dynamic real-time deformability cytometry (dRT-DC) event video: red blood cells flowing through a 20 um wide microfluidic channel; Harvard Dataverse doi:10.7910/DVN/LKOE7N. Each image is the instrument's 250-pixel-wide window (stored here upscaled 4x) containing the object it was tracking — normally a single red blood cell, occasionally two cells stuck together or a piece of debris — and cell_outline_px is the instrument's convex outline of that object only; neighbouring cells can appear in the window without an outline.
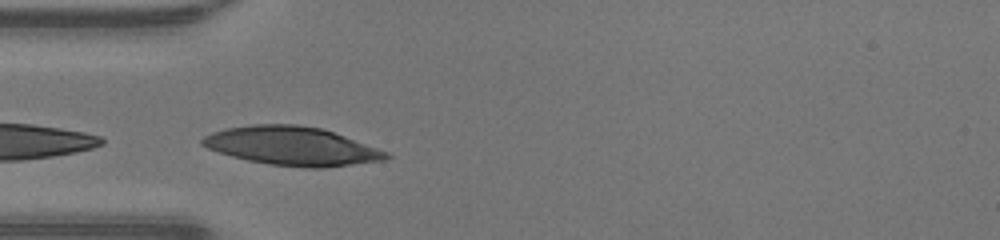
{"species": "human", "species_latin": "Homo sapiens", "temperature_condition": "warm", "stored_images_in_passage": 12, "camera_frame_rate_fps": 3000, "um_per_image_px": 0.085, "donor": {"sex": "male"}, "frame": {"image": 1, "passage_image": 1, "time_ms": 0.0, "image_size_px": [1000, 240], "cell_outline_px": [[392, 156], [384, 160], [320, 168], [308, 168], [272, 164], [248, 160], [232, 156], [208, 148], [200, 144], [200, 140], [204, 136], [212, 132], [224, 128], [252, 124], [296, 124], [320, 128], [344, 136], [388, 152]], "centroid_in_image_um": [24.78, 12.4], "position_along_channel_um": 60.2, "area_um2": 40.98}}
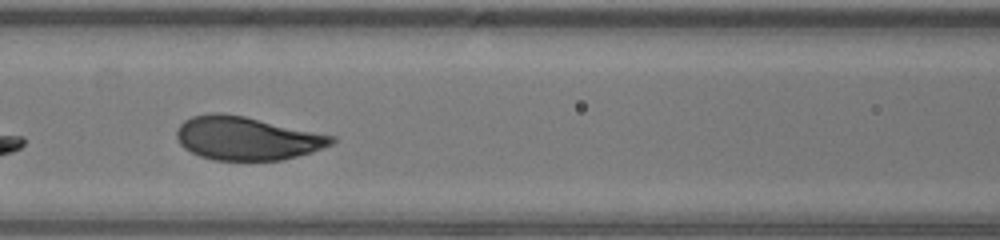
{"frame": {"image": 2, "passage_image": 7, "time_ms": 2.0, "image_size_px": [1000, 240], "cell_outline_px": [[336, 140], [332, 144], [312, 152], [280, 160], [212, 160], [200, 156], [184, 148], [180, 144], [176, 136], [176, 132], [180, 124], [184, 120], [192, 116], [212, 112], [220, 112], [244, 116], [336, 136]], "centroid_in_image_um": [20.96, 11.75], "position_along_channel_um": 145.6, "area_um2": 39.19}}
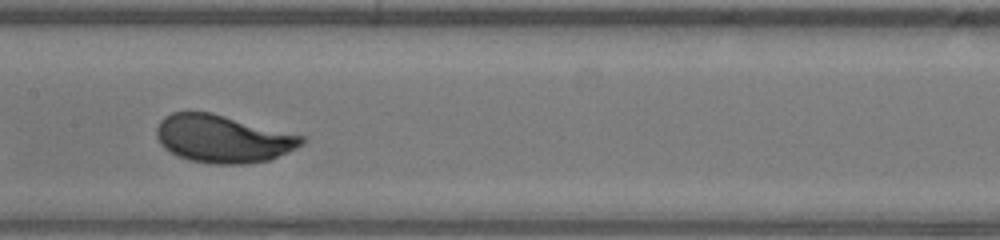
{"frame": {"image": 3, "passage_image": 10, "time_ms": 3.0, "image_size_px": [1000, 240], "cell_outline_px": [[304, 144], [272, 160], [244, 164], [212, 164], [188, 160], [164, 148], [160, 144], [156, 136], [156, 128], [160, 120], [164, 116], [172, 112], [212, 112], [304, 136]], "centroid_in_image_um": [18.94, 11.8], "position_along_channel_um": 188.5, "area_um2": 40.52}}